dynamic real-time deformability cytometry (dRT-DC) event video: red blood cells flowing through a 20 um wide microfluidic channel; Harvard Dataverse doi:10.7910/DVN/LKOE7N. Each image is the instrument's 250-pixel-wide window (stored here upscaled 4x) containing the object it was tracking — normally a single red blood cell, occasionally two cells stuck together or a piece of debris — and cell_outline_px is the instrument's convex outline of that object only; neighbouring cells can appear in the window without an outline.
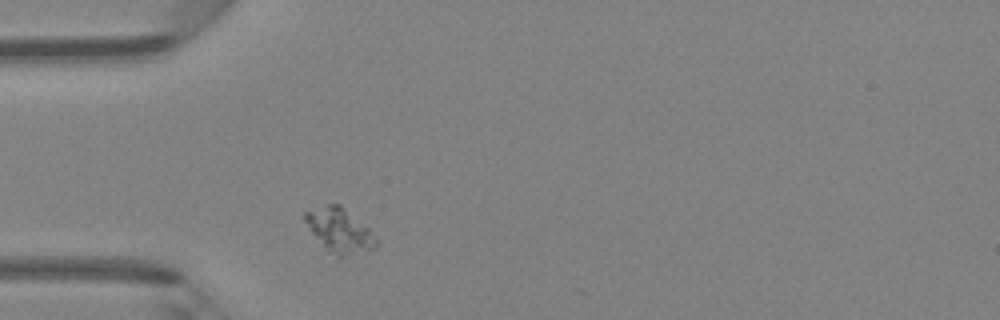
{"species": "Egyptian fruit bat (a non-hibernating species)", "species_latin": "Rousettus aegyptiacus", "temperature_condition": "room temperature", "stored_images_in_passage": 4, "camera_frame_rate_fps": 3000, "um_per_image_px": 0.085, "animal": {"sex": "female"}, "frame": {"image": 1, "passage_image": 1, "time_ms": 0.0, "image_size_px": [1000, 320], "cell_outline_px": [[380, 240], [376, 248], [340, 256], [328, 248], [312, 232], [300, 216], [304, 212], [328, 204], [340, 204], [368, 228]], "centroid_in_image_um": [28.88, 19.53], "position_along_channel_um": 56.1, "area_um2": 17.69}}